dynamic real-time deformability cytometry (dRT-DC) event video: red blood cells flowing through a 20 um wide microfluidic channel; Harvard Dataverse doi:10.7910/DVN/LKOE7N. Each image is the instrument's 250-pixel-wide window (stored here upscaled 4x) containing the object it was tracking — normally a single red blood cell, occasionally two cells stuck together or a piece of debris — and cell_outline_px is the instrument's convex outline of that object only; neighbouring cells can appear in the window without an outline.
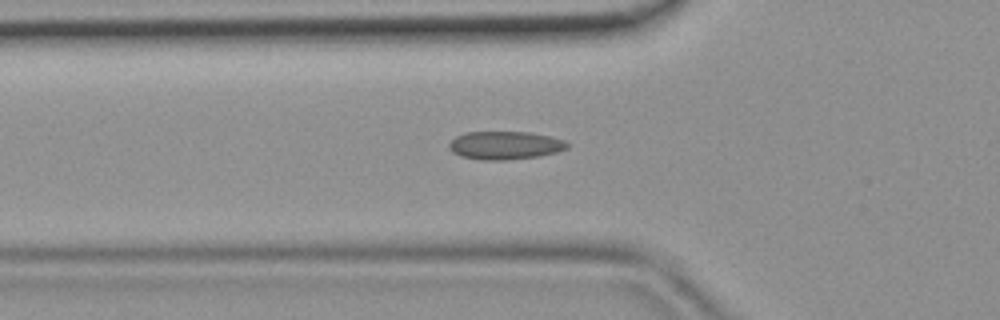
{"species": "common noctule bat (a hibernating species)", "species_latin": "Nyctalus noctula", "temperature_condition": "room temperature", "stored_images_in_passage": 43, "camera_frame_rate_fps": 3000, "um_per_image_px": 0.085, "animal": {"sex": "female", "body_mass_g": 19.9}, "frame": {"image": 1, "passage_image": 15, "time_ms": 4.667, "image_size_px": [1000, 320], "cell_outline_px": [[568, 148], [556, 152], [540, 156], [508, 160], [480, 160], [460, 156], [452, 152], [448, 148], [448, 144], [456, 136], [464, 132], [528, 132], [552, 136], [564, 140], [568, 144]], "centroid_in_image_um": [42.91, 12.36], "position_along_channel_um": 82.9, "area_um2": 19.59}}
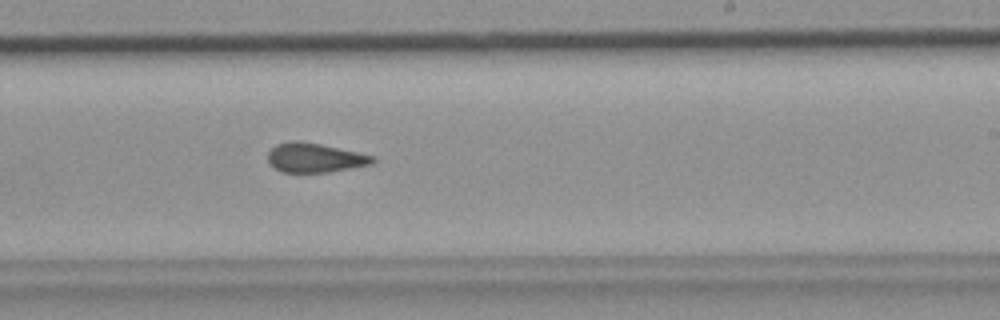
{"frame": {"image": 2, "passage_image": 27, "time_ms": 8.667, "image_size_px": [1000, 320], "cell_outline_px": [[376, 160], [372, 164], [328, 172], [280, 172], [272, 168], [268, 164], [268, 152], [276, 144], [292, 140], [300, 140], [320, 144], [376, 156]], "centroid_in_image_um": [26.72, 13.41], "position_along_channel_um": 262.3, "area_um2": 18.09}}
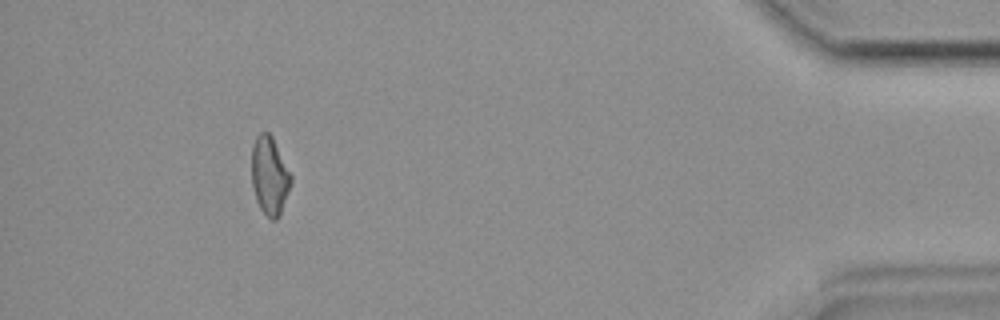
{"frame": {"image": 3, "passage_image": 41, "time_ms": 13.333, "image_size_px": [1000, 320], "cell_outline_px": [[292, 180], [280, 216], [276, 220], [272, 220], [260, 208], [256, 200], [252, 184], [252, 144], [256, 136], [260, 132], [268, 132], [272, 136], [292, 176]], "centroid_in_image_um": [22.91, 14.93], "position_along_channel_um": 412.3, "area_um2": 17.86}}